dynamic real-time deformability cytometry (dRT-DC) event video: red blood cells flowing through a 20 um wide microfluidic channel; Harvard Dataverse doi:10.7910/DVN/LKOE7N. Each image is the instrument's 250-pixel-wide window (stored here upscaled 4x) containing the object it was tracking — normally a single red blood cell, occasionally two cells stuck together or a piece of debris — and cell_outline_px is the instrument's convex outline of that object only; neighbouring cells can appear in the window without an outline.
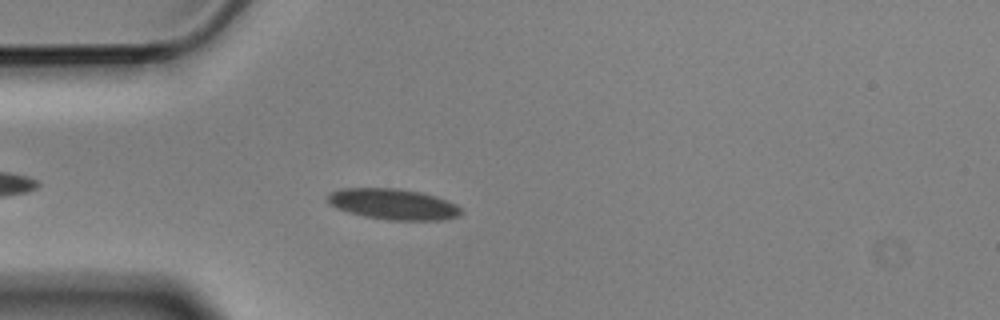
{"species": "Egyptian fruit bat (a non-hibernating species)", "species_latin": "Rousettus aegyptiacus", "temperature_condition": "cold", "stored_images_in_passage": 5, "camera_frame_rate_fps": 3000, "um_per_image_px": 0.085, "animal": {"sex": "male"}, "frame": {"image": 1, "passage_image": 4, "time_ms": 1.0, "image_size_px": [1000, 320], "cell_outline_px": [[460, 216], [444, 220], [388, 220], [364, 216], [348, 212], [336, 208], [328, 200], [328, 196], [332, 192], [340, 188], [400, 188], [420, 192], [436, 196], [456, 204], [460, 208]], "centroid_in_image_um": [33.44, 17.35], "position_along_channel_um": 51.6, "area_um2": 23.93}}